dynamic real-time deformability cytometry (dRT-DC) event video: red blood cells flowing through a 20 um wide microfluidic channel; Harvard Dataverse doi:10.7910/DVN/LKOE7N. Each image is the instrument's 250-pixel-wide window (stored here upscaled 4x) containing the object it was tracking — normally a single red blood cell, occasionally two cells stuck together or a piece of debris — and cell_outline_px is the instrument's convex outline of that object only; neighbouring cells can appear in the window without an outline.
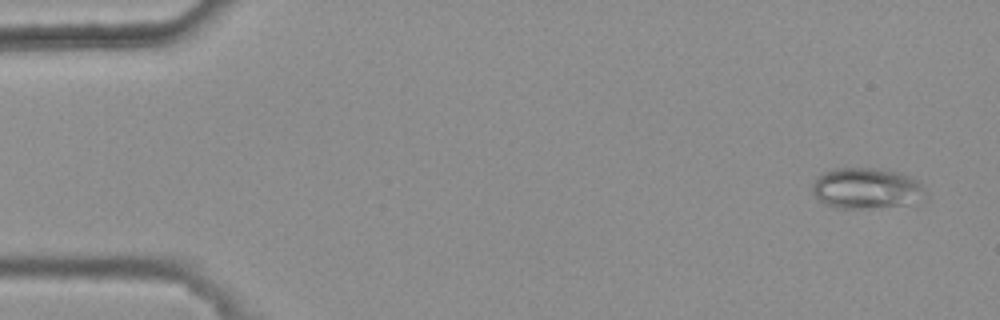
{"species": "common noctule bat (a hibernating species)", "species_latin": "Nyctalus noctula", "temperature_condition": "warm", "stored_images_in_passage": 4, "camera_frame_rate_fps": 3000, "um_per_image_px": 0.085, "animal": {"sex": "female", "body_mass_g": 25.1}, "frame": {"image": 1, "passage_image": 1, "time_ms": 0.0, "image_size_px": [1000, 320], "cell_outline_px": [[924, 192], [920, 200], [904, 204], [864, 208], [840, 208], [824, 204], [812, 192], [812, 184], [824, 172], [832, 168], [880, 168], [896, 172], [908, 176], [916, 180], [924, 188]], "centroid_in_image_um": [73.59, 15.99], "position_along_channel_um": 11.4, "area_um2": 26.41}}